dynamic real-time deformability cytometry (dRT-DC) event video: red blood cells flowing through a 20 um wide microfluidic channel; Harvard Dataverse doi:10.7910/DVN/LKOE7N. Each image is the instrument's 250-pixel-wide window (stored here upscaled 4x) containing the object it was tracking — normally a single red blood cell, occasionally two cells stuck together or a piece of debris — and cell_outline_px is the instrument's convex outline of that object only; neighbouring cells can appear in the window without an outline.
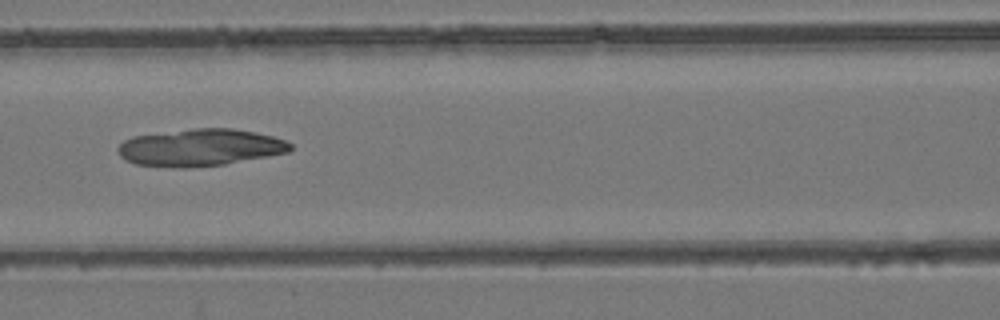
{"species": "common noctule bat (a hibernating species)", "species_latin": "Nyctalus noctula", "temperature_condition": "room temperature", "stored_images_in_passage": 9, "camera_frame_rate_fps": 3000, "um_per_image_px": 0.085, "animal": {"sex": "female", "body_mass_g": 24.6, "forearm_length_mm": 56.2}, "frame": {"image": 1, "passage_image": 6, "time_ms": 5.667, "image_size_px": [1000, 320], "cell_outline_px": [[292, 148], [288, 152], [268, 156], [224, 164], [184, 168], [180, 168], [136, 164], [120, 156], [120, 144], [124, 140], [132, 136], [192, 128], [232, 128], [256, 132], [272, 136], [284, 140], [292, 144]], "centroid_in_image_um": [17.03, 12.53], "position_along_channel_um": 149.6, "area_um2": 37.05}}
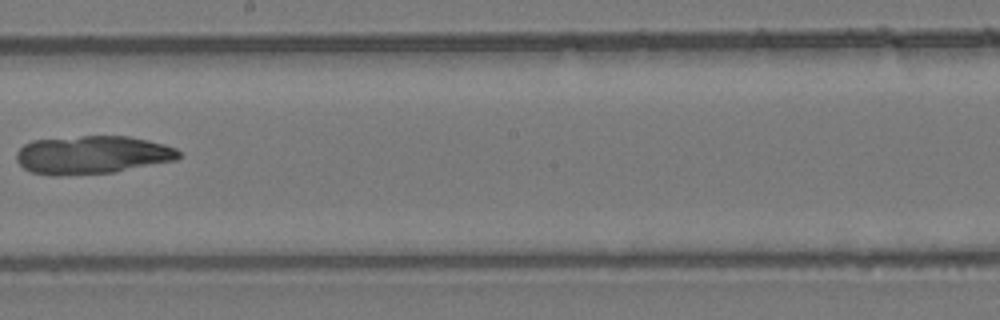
{"frame": {"image": 2, "passage_image": 8, "time_ms": 8.0, "image_size_px": [1000, 320], "cell_outline_px": [[180, 156], [176, 160], [116, 172], [56, 176], [52, 176], [32, 172], [24, 168], [16, 160], [16, 152], [24, 144], [32, 140], [80, 136], [128, 136], [148, 140], [164, 144], [176, 148], [180, 152]], "centroid_in_image_um": [7.83, 13.16], "position_along_channel_um": 240.4, "area_um2": 36.36}}
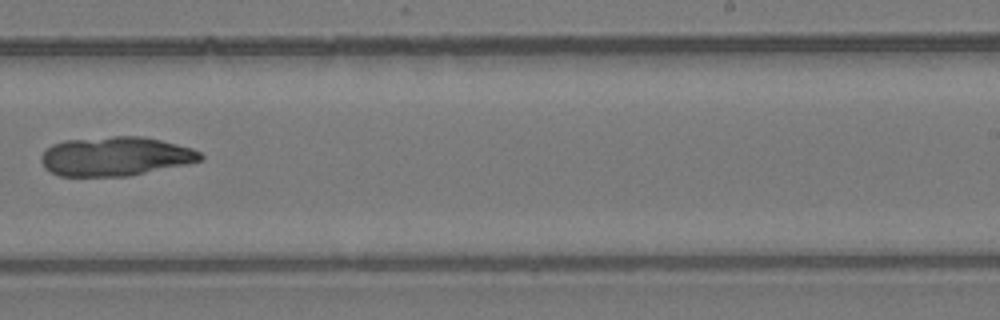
{"frame": {"image": 3, "passage_image": 9, "time_ms": 9.0, "image_size_px": [1000, 320], "cell_outline_px": [[204, 156], [200, 160], [184, 164], [128, 176], [60, 176], [44, 168], [40, 160], [40, 156], [52, 144], [64, 140], [112, 136], [144, 136], [192, 148], [200, 152]], "centroid_in_image_um": [9.77, 13.28], "position_along_channel_um": 279.2, "area_um2": 36.18}}